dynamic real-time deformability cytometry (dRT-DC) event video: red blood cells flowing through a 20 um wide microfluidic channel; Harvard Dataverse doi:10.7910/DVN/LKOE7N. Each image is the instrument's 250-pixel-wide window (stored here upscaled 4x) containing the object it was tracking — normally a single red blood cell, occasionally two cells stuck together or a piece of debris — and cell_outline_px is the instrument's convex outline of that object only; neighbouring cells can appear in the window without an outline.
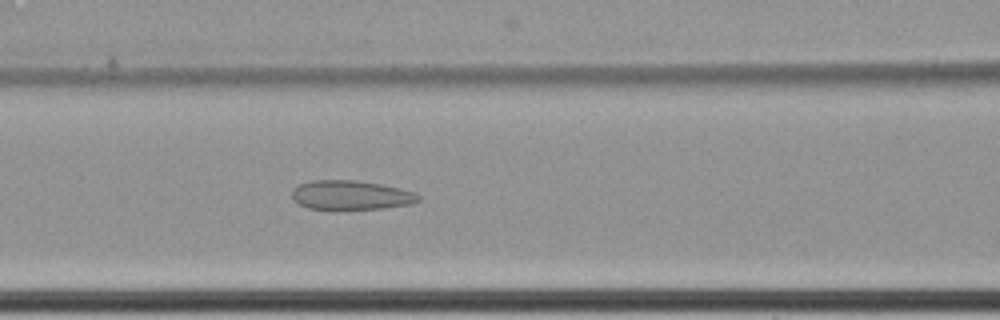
{"species": "common noctule bat (a hibernating species)", "species_latin": "Nyctalus noctula", "temperature_condition": "cold", "stored_images_in_passage": 64, "camera_frame_rate_fps": 3000, "um_per_image_px": 0.085, "animal": {"sex": "female", "body_mass_g": 22.7, "forearm_length_mm": 54.2}, "frame": {"image": 1, "passage_image": 31, "time_ms": 10.0, "image_size_px": [1000, 320], "cell_outline_px": [[420, 200], [412, 204], [384, 208], [308, 208], [292, 200], [292, 192], [300, 184], [308, 180], [356, 180], [380, 184], [412, 192], [420, 196]], "centroid_in_image_um": [29.81, 16.57], "position_along_channel_um": 136.8, "area_um2": 21.1}}
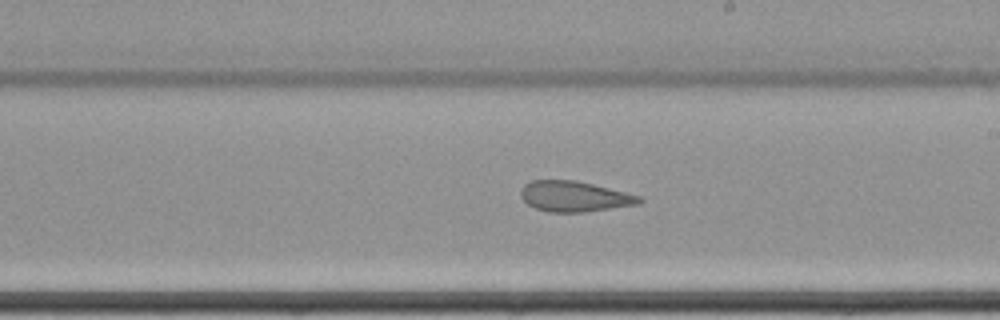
{"frame": {"image": 2, "passage_image": 40, "time_ms": 13.0, "image_size_px": [1000, 320], "cell_outline_px": [[644, 200], [640, 204], [584, 212], [548, 212], [536, 208], [528, 204], [520, 196], [520, 188], [524, 184], [532, 180], [576, 180], [640, 196]], "centroid_in_image_um": [48.8, 16.69], "position_along_channel_um": 240.2, "area_um2": 21.04}}
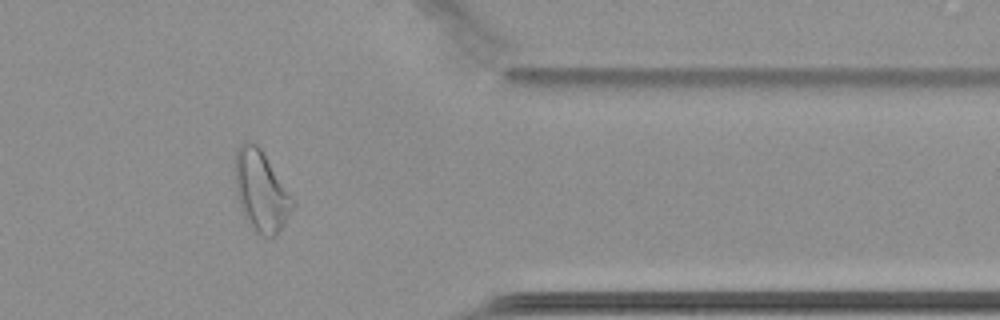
{"frame": {"image": 3, "passage_image": 54, "time_ms": 17.667, "image_size_px": [1000, 320], "cell_outline_px": [[296, 208], [276, 236], [264, 236], [256, 232], [244, 216], [236, 196], [236, 148], [240, 144], [248, 140], [256, 144], [264, 152], [296, 200]], "centroid_in_image_um": [22.25, 16.24], "position_along_channel_um": 389.2, "area_um2": 27.51}, "authors_computed_cell_mechanics": {"area_um2": 27.8018, "velocity_mm_per_s": 3.4558, "shape_relaxation_time_tau1_ms": null, "shape_relaxation_time_tau2_ms": 2.4041, "deformation_change_tau1": null, "deformation_change_tau2": 0.1021}}